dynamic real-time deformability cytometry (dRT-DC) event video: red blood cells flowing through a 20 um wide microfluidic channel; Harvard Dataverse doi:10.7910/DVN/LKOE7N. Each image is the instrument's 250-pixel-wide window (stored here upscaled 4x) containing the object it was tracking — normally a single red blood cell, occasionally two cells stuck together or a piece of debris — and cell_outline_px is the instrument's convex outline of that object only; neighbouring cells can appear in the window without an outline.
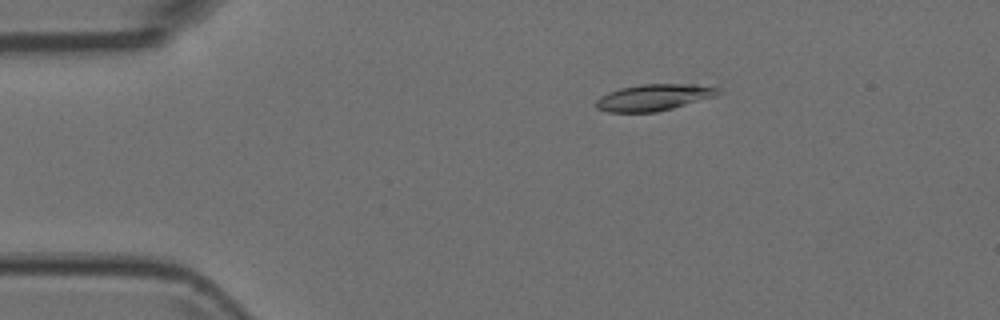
{"species": "Egyptian fruit bat (a non-hibernating species)", "species_latin": "Rousettus aegyptiacus", "temperature_condition": "room temperature", "stored_images_in_passage": 4, "camera_frame_rate_fps": 3000, "um_per_image_px": 0.085, "animal": {"sex": "female"}, "frame": {"image": 1, "passage_image": 2, "time_ms": 0.333, "image_size_px": [1000, 320], "cell_outline_px": [[724, 92], [716, 96], [672, 108], [656, 112], [608, 112], [596, 108], [596, 100], [600, 96], [608, 92], [620, 88], [640, 84], [696, 84], [720, 88]], "centroid_in_image_um": [55.59, 8.27], "position_along_channel_um": 29.4, "area_um2": 18.96}}